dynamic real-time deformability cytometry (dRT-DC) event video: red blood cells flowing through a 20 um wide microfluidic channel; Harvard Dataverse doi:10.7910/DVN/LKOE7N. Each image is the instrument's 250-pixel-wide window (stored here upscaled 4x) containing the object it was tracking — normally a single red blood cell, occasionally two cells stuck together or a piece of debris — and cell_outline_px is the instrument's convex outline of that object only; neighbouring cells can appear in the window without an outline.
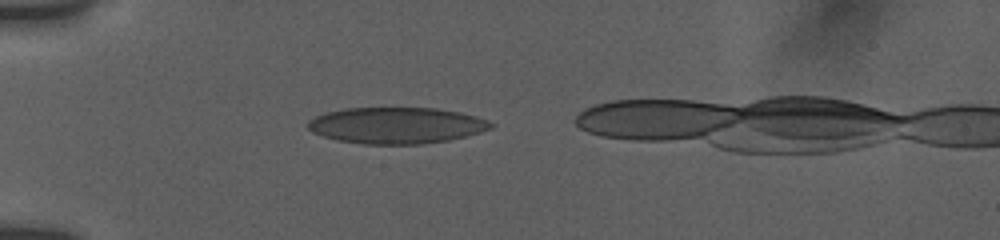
{"species": "human", "species_latin": "Homo sapiens", "temperature_condition": "room temperature", "stored_images_in_passage": 22, "camera_frame_rate_fps": 3000, "um_per_image_px": 0.085, "donor": {"sex": "female"}, "frame": {"image": 1, "passage_image": 6, "time_ms": 1.333, "image_size_px": [1000, 240], "cell_outline_px": [[496, 124], [492, 128], [480, 132], [464, 136], [444, 140], [420, 144], [364, 144], [340, 140], [324, 136], [312, 132], [308, 128], [308, 120], [324, 112], [344, 108], [436, 108], [460, 112], [476, 116], [488, 120]], "centroid_in_image_um": [33.69, 10.64], "position_along_channel_um": 51.3, "area_um2": 38.55}}
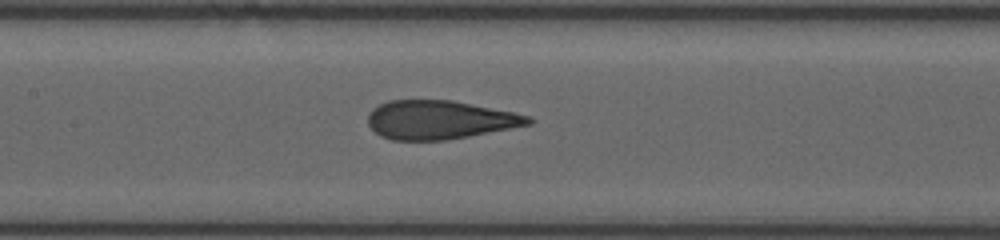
{"frame": {"image": 2, "passage_image": 13, "time_ms": 5.0, "image_size_px": [1000, 240], "cell_outline_px": [[536, 120], [532, 124], [468, 136], [444, 140], [392, 140], [380, 136], [368, 124], [368, 116], [372, 108], [388, 100], [452, 100], [512, 112], [528, 116]], "centroid_in_image_um": [37.35, 10.18], "position_along_channel_um": 170.0, "area_um2": 35.95}}
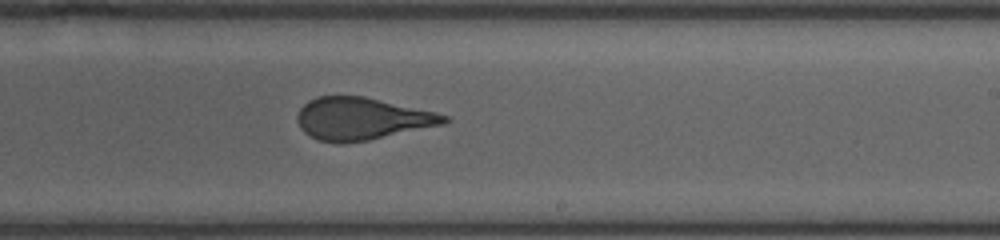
{"frame": {"image": 3, "passage_image": 21, "time_ms": 7.333, "image_size_px": [1000, 240], "cell_outline_px": [[452, 120], [444, 124], [368, 140], [344, 144], [340, 144], [316, 140], [304, 132], [300, 128], [296, 120], [296, 116], [300, 108], [308, 100], [316, 96], [364, 96], [436, 112], [448, 116]], "centroid_in_image_um": [30.72, 10.09], "position_along_channel_um": 258.3, "area_um2": 36.47}}